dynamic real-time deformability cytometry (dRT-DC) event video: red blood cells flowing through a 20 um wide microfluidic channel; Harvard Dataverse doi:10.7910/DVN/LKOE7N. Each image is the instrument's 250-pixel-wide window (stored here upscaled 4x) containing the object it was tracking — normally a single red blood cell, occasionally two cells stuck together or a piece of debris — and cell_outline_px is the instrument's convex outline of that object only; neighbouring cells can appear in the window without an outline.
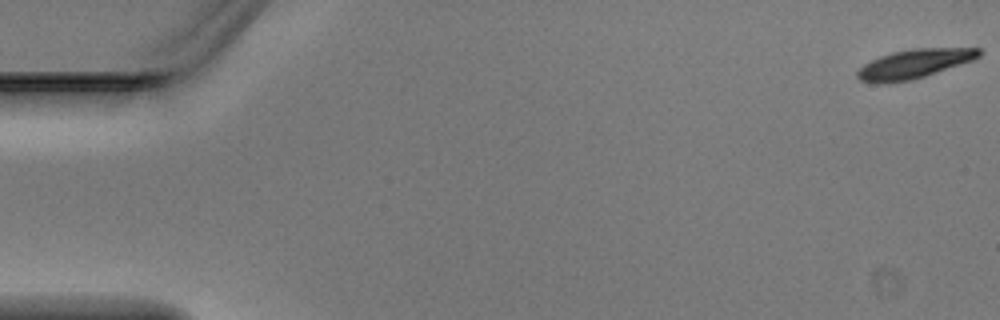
{"species": "Egyptian fruit bat (a non-hibernating species)", "species_latin": "Rousettus aegyptiacus", "temperature_condition": "warm", "stored_images_in_passage": 4, "camera_frame_rate_fps": 3000, "um_per_image_px": 0.085, "animal": {"sex": "male"}, "frame": {"image": 1, "passage_image": 1, "time_ms": 0.0, "image_size_px": [1000, 320], "cell_outline_px": [[980, 56], [972, 60], [924, 76], [908, 80], [860, 80], [856, 76], [856, 72], [864, 64], [880, 56], [892, 52], [916, 48], [980, 48]], "centroid_in_image_um": [77.76, 5.37], "position_along_channel_um": 7.2, "area_um2": 19.54}}
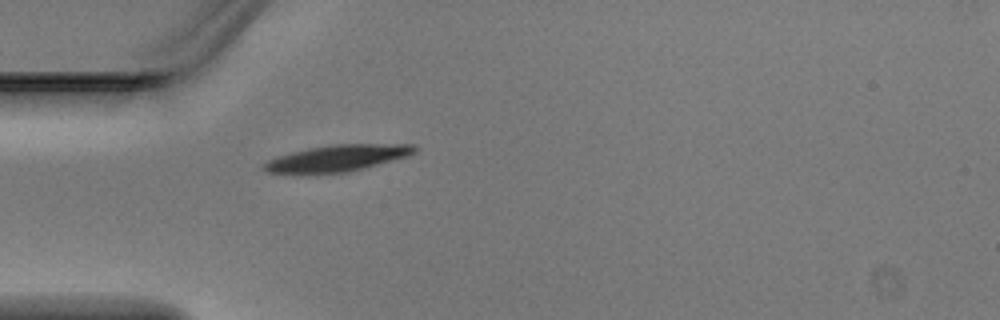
{"frame": {"image": 2, "passage_image": 4, "time_ms": 1.0, "image_size_px": [1000, 320], "cell_outline_px": [[416, 152], [408, 156], [364, 168], [348, 172], [268, 172], [260, 168], [268, 160], [276, 156], [308, 148], [332, 144], [412, 144], [416, 148]], "centroid_in_image_um": [28.7, 13.42], "position_along_channel_um": 56.3, "area_um2": 22.77}}